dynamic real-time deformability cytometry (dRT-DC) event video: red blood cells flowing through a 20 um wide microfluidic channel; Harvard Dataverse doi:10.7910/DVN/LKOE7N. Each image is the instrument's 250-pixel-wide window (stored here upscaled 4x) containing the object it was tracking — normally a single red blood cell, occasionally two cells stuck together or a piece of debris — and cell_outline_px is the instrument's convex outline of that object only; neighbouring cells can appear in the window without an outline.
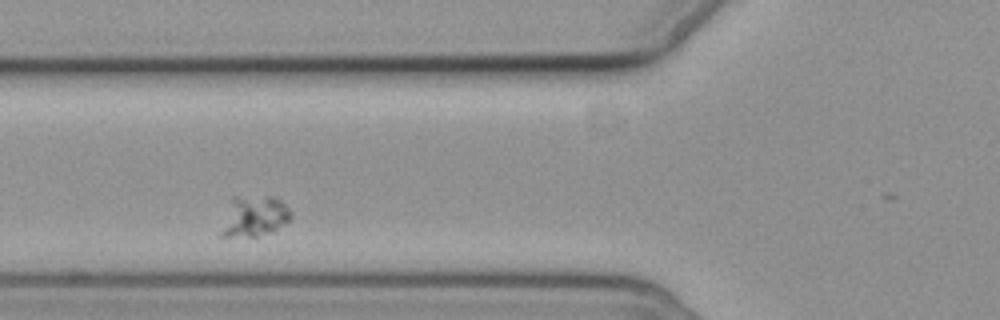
{"species": "common noctule bat (a hibernating species)", "species_latin": "Nyctalus noctula", "temperature_condition": "cold", "stored_images_in_passage": 3, "camera_frame_rate_fps": 3000, "um_per_image_px": 0.085, "animal": {"sex": "female", "body_mass_g": 19.3, "forearm_length_mm": 54.1}, "frame": {"image": 1, "passage_image": 2, "time_ms": 1.333, "image_size_px": [1000, 320], "cell_outline_px": [[292, 216], [288, 220], [272, 232], [256, 236], [220, 236], [220, 232], [232, 196], [272, 196], [280, 200], [292, 212]], "centroid_in_image_um": [21.61, 18.36], "position_along_channel_um": 104.2, "area_um2": 16.36}}
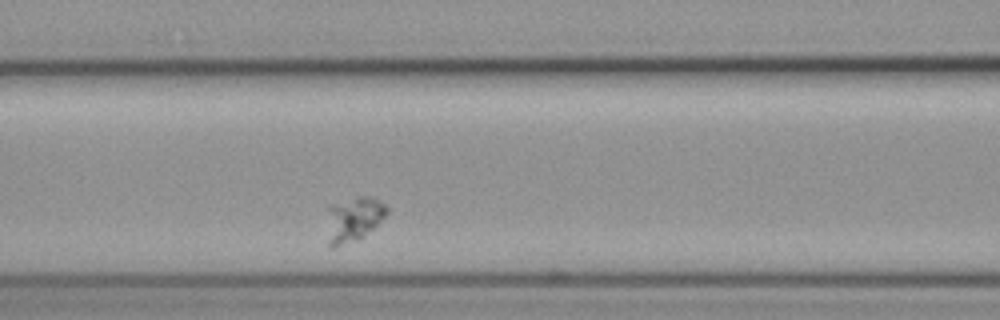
{"frame": {"image": 2, "passage_image": 3, "time_ms": 2.333, "image_size_px": [1000, 320], "cell_outline_px": [[388, 212], [360, 240], [336, 248], [328, 248], [328, 208], [332, 204], [360, 196], [372, 196], [380, 200], [388, 208]], "centroid_in_image_um": [30.03, 18.66], "position_along_channel_um": 136.6, "area_um2": 15.72}}